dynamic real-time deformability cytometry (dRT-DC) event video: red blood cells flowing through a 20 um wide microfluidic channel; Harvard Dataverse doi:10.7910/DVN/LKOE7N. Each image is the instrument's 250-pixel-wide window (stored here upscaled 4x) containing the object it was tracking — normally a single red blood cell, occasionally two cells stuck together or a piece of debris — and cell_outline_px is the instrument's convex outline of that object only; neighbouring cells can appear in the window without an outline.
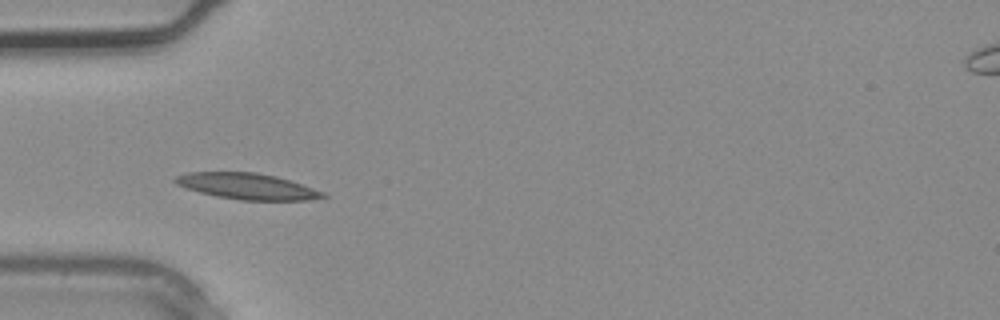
{"species": "common noctule bat (a hibernating species)", "species_latin": "Nyctalus noctula", "temperature_condition": "warm", "stored_images_in_passage": 3, "camera_frame_rate_fps": 3000, "um_per_image_px": 0.085, "animal": {"sex": "male", "body_mass_g": 20.4}, "frame": {"image": 1, "passage_image": 3, "time_ms": 0.667, "image_size_px": [1000, 320], "cell_outline_px": [[328, 196], [308, 200], [240, 200], [216, 196], [200, 192], [176, 184], [172, 180], [176, 176], [188, 172], [256, 172], [276, 176], [292, 180], [324, 192]], "centroid_in_image_um": [21.03, 15.83], "position_along_channel_um": 64.0, "area_um2": 22.43}}